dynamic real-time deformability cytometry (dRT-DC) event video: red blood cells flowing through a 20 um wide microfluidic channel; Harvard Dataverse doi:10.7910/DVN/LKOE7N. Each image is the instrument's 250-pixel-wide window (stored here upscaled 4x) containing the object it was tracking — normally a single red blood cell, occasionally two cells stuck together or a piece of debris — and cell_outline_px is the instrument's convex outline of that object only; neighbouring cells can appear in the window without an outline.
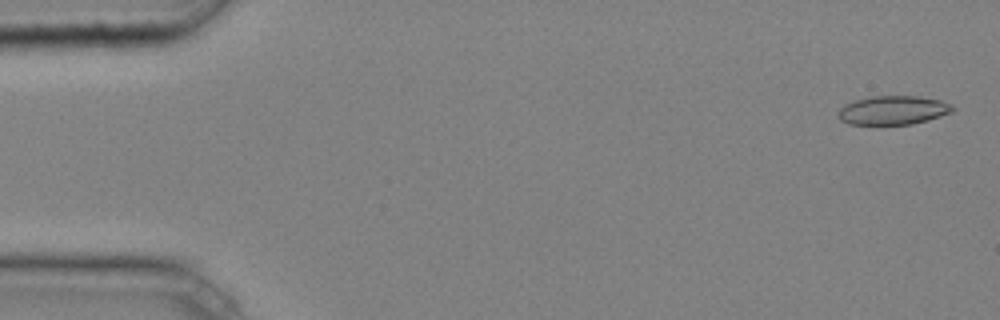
{"species": "common noctule bat (a hibernating species)", "species_latin": "Nyctalus noctula", "temperature_condition": "cold", "stored_images_in_passage": 7, "camera_frame_rate_fps": 3000, "um_per_image_px": 0.085, "animal": {"sex": "male", "body_mass_g": 20.4}, "frame": {"image": 1, "passage_image": 1, "time_ms": 0.0, "image_size_px": [1000, 320], "cell_outline_px": [[956, 108], [952, 112], [928, 120], [912, 124], [848, 124], [840, 120], [836, 116], [836, 112], [844, 104], [852, 100], [868, 96], [916, 96], [940, 100], [952, 104]], "centroid_in_image_um": [75.86, 9.36], "position_along_channel_um": 9.1, "area_um2": 19.54}}
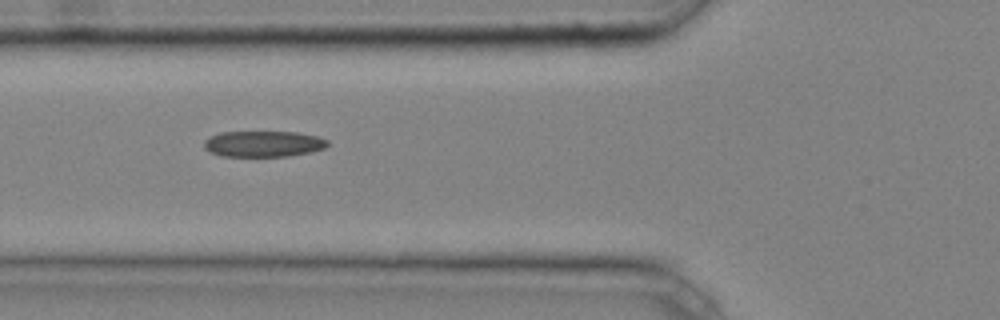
{"frame": {"image": 2, "passage_image": 5, "time_ms": 1.333, "image_size_px": [1000, 320], "cell_outline_px": [[328, 144], [324, 148], [312, 152], [288, 156], [220, 156], [208, 152], [204, 148], [204, 140], [220, 132], [296, 132], [320, 136], [328, 140]], "centroid_in_image_um": [22.39, 12.23], "position_along_channel_um": 103.4, "area_um2": 18.84}}
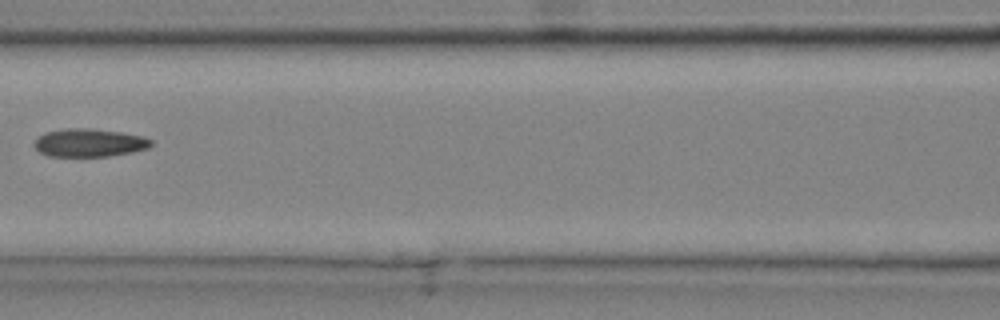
{"frame": {"image": 3, "passage_image": 6, "time_ms": 1.667, "image_size_px": [1000, 320], "cell_outline_px": [[152, 144], [148, 148], [132, 152], [108, 156], [48, 156], [40, 152], [32, 144], [44, 132], [64, 128], [92, 128], [120, 132], [144, 136], [152, 140]], "centroid_in_image_um": [7.58, 12.12], "position_along_channel_um": 159.0, "area_um2": 19.19}}